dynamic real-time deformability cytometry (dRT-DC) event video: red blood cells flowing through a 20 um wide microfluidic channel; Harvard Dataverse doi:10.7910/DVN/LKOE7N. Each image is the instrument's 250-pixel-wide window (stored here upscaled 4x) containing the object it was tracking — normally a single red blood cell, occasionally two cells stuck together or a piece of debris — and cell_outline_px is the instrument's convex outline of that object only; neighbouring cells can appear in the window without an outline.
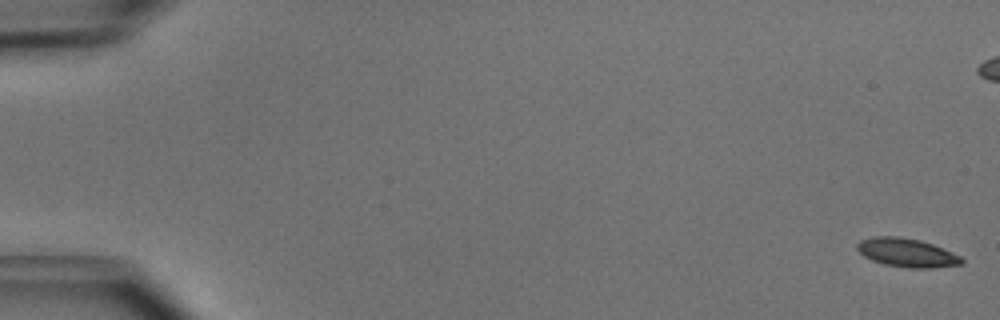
{"species": "common noctule bat (a hibernating species)", "species_latin": "Nyctalus noctula", "temperature_condition": "cold", "stored_images_in_passage": 52, "camera_frame_rate_fps": 3000, "um_per_image_px": 0.085, "animal": {"sex": "male", "body_mass_g": 15.6}, "frame": {"image": 1, "passage_image": 1, "time_ms": 0.0, "image_size_px": [1000, 320], "cell_outline_px": [[964, 264], [932, 268], [908, 268], [884, 264], [872, 260], [864, 256], [856, 248], [856, 244], [860, 240], [872, 236], [900, 236], [920, 240], [932, 244], [960, 256], [964, 260]], "centroid_in_image_um": [77.06, 21.47], "position_along_channel_um": 7.9, "area_um2": 17.51}}
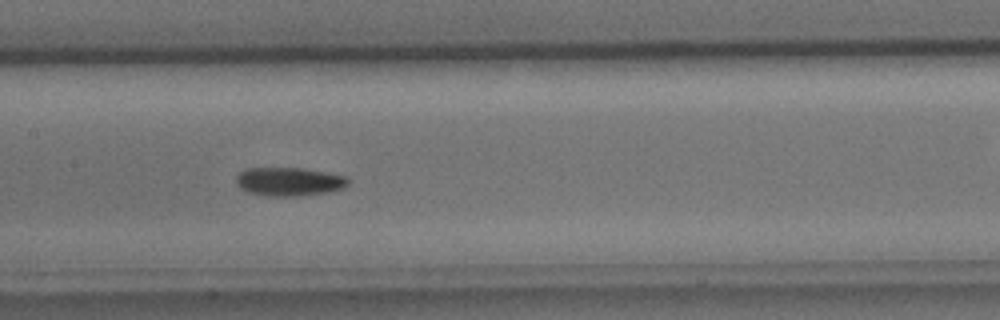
{"frame": {"image": 2, "passage_image": 26, "time_ms": 8.333, "image_size_px": [1000, 320], "cell_outline_px": [[348, 184], [344, 188], [328, 192], [300, 196], [264, 196], [248, 192], [240, 188], [236, 184], [236, 176], [244, 168], [304, 168], [348, 176]], "centroid_in_image_um": [24.57, 15.44], "position_along_channel_um": 182.8, "area_um2": 18.9}}
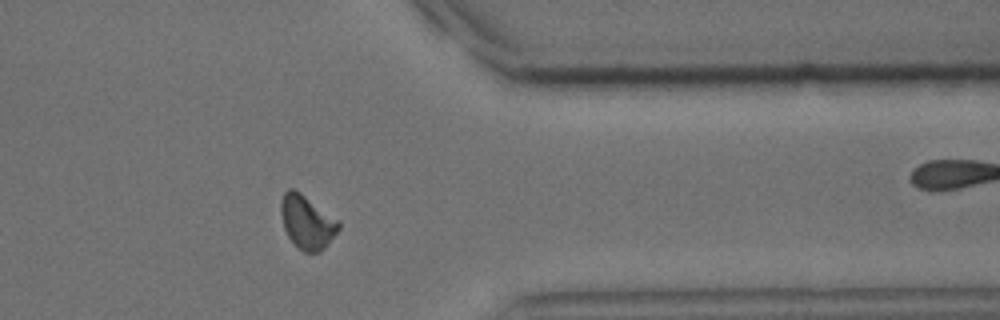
{"frame": {"image": 3, "passage_image": 42, "time_ms": 13.667, "image_size_px": [1000, 320], "cell_outline_px": [[340, 228], [328, 244], [320, 252], [304, 252], [288, 236], [284, 228], [280, 212], [280, 200], [284, 192], [288, 188], [292, 188], [300, 192], [340, 220]], "centroid_in_image_um": [26.1, 18.85], "position_along_channel_um": 385.3, "area_um2": 18.09}, "authors_computed_cell_mechanics": {"area_um2": 17.4845, "velocity_mm_per_s": 3.9756, "shape_relaxation_time_tau1_ms": 3.8873, "shape_relaxation_time_tau2_ms": 7.8853, "deformation_change_tau1": 0.108, "deformation_change_tau2": 0.1285}}